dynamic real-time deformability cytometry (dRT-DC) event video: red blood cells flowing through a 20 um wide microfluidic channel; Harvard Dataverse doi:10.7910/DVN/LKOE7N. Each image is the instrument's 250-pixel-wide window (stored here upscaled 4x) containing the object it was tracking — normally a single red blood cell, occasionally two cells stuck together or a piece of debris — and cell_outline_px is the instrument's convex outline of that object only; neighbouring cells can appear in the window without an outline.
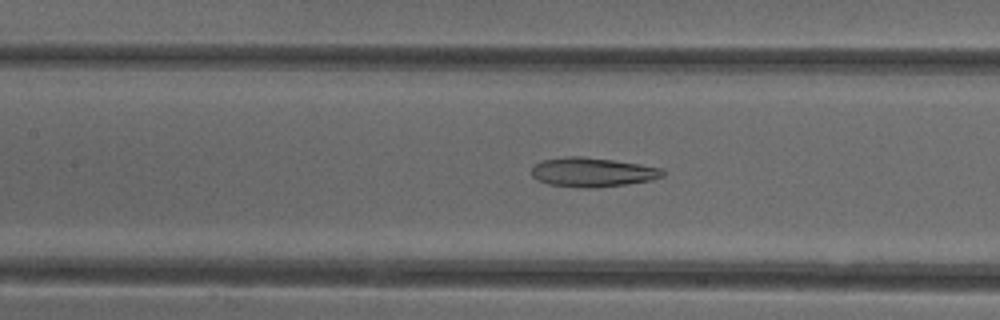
{"species": "common noctule bat (a hibernating species)", "species_latin": "Nyctalus noctula", "temperature_condition": "cold", "stored_images_in_passage": 41, "camera_frame_rate_fps": 3000, "um_per_image_px": 0.085, "animal": {"sex": "female"}, "frame": {"image": 1, "passage_image": 13, "time_ms": 4.0, "image_size_px": [1000, 320], "cell_outline_px": [[664, 176], [652, 180], [596, 188], [584, 188], [548, 184], [536, 180], [532, 176], [532, 164], [544, 160], [564, 156], [580, 156], [612, 160], [640, 164], [660, 168], [664, 172]], "centroid_in_image_um": [50.31, 14.64], "position_along_channel_um": 157.1, "area_um2": 22.37}}
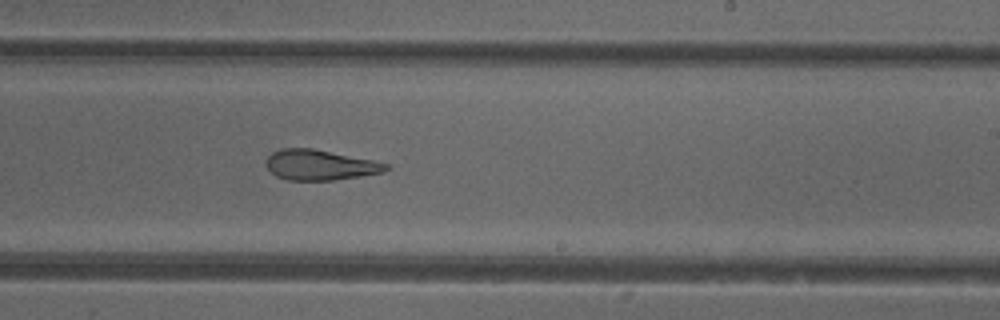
{"frame": {"image": 2, "passage_image": 21, "time_ms": 6.667, "image_size_px": [1000, 320], "cell_outline_px": [[392, 168], [384, 172], [360, 176], [332, 180], [288, 180], [276, 176], [264, 164], [264, 160], [272, 152], [280, 148], [312, 148], [372, 160], [388, 164]], "centroid_in_image_um": [27.17, 14.02], "position_along_channel_um": 261.8, "area_um2": 21.21}}
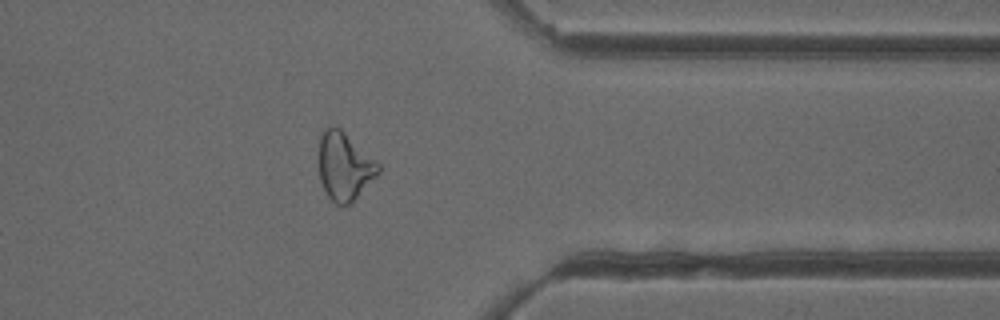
{"frame": {"image": 3, "passage_image": 31, "time_ms": 10.0, "image_size_px": [1000, 320], "cell_outline_px": [[380, 172], [352, 204], [336, 204], [328, 196], [320, 180], [320, 132], [324, 128], [340, 128], [376, 160], [380, 164]], "centroid_in_image_um": [29.31, 14.16], "position_along_channel_um": 382.1, "area_um2": 23.35}, "authors_computed_cell_mechanics": {"area_um2": 23.3512, "velocity_mm_per_s": 3.9388, "shape_relaxation_time_tau1_ms": null, "shape_relaxation_time_tau2_ms": 3.7489, "deformation_change_tau1": null, "deformation_change_tau2": 0.1319}}